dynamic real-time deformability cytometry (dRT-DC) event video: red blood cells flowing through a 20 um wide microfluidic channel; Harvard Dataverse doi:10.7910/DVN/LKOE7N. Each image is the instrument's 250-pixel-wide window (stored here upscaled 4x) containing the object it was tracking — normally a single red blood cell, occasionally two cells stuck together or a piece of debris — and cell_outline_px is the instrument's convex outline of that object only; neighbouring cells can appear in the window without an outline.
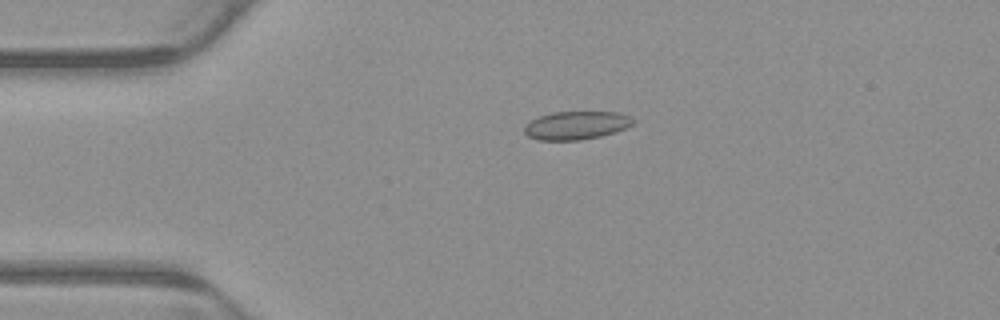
{"species": "common noctule bat (a hibernating species)", "species_latin": "Nyctalus noctula", "temperature_condition": "warm", "stored_images_in_passage": 2, "camera_frame_rate_fps": 3000, "um_per_image_px": 0.085, "animal": {"sex": "male", "body_mass_g": 23.1, "forearm_length_mm": 52.7}, "frame": {"image": 1, "passage_image": 1, "time_ms": 0.0, "image_size_px": [1000, 320], "cell_outline_px": [[636, 120], [632, 124], [616, 132], [600, 136], [580, 140], [540, 140], [528, 136], [524, 132], [524, 124], [540, 116], [552, 112], [620, 112], [632, 116]], "centroid_in_image_um": [49.0, 10.65], "position_along_channel_um": 36.0, "area_um2": 17.98}}